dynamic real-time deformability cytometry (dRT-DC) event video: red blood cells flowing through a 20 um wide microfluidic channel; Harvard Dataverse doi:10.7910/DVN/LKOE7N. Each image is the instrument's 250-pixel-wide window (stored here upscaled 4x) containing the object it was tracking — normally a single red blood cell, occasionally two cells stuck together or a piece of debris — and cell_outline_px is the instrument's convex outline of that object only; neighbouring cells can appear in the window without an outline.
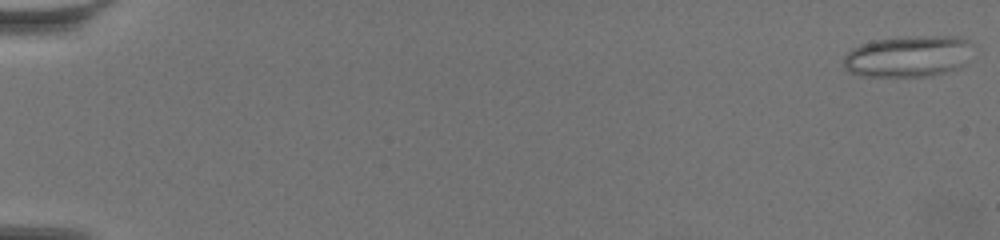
{"species": "common noctule bat (a hibernating species)", "species_latin": "Nyctalus noctula", "temperature_condition": "warm", "stored_images_in_passage": 40, "camera_frame_rate_fps": 3000, "um_per_image_px": 0.085, "animal": {"sex": "female", "body_mass_g": 19.5, "forearm_length_mm": 54.1}, "frame": {"image": 1, "passage_image": 1, "time_ms": 0.0, "image_size_px": [1000, 240], "cell_outline_px": [[972, 44], [964, 64], [960, 68], [948, 72], [932, 76], [860, 76], [848, 72], [844, 68], [844, 56], [852, 48], [860, 44], [872, 40], [904, 36], [960, 36], [968, 40]], "centroid_in_image_um": [77.17, 4.78], "position_along_channel_um": 7.8, "area_um2": 31.56}}
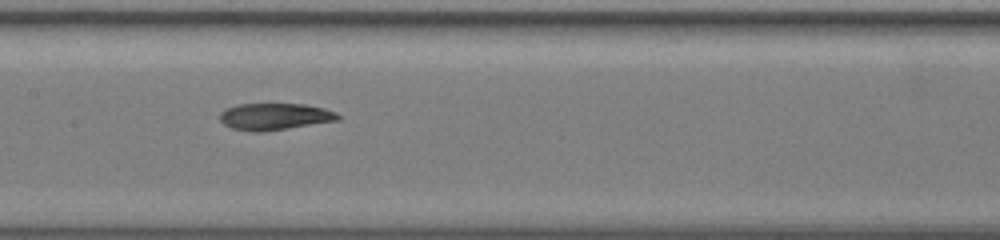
{"frame": {"image": 2, "passage_image": 26, "time_ms": 8.333, "image_size_px": [1000, 240], "cell_outline_px": [[340, 120], [264, 132], [252, 132], [232, 128], [224, 124], [220, 120], [220, 112], [224, 108], [236, 104], [304, 104], [324, 108], [336, 112], [340, 116]], "centroid_in_image_um": [23.33, 9.91], "position_along_channel_um": 184.1, "area_um2": 18.61}}
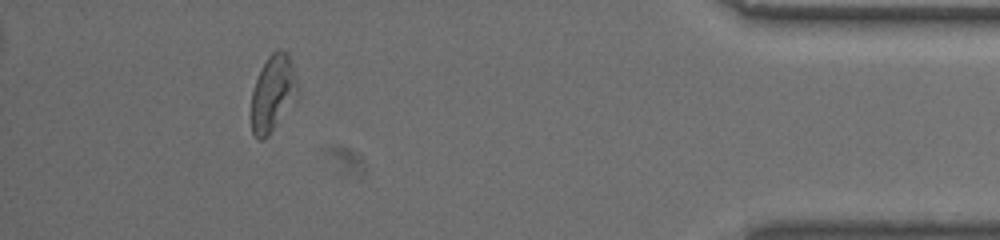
{"frame": {"image": 3, "passage_image": 38, "time_ms": 12.333, "image_size_px": [1000, 240], "cell_outline_px": [[300, 96], [268, 136], [264, 140], [260, 140], [252, 132], [252, 92], [256, 80], [268, 56], [276, 48], [280, 48], [288, 56], [300, 92]], "centroid_in_image_um": [23.22, 7.96], "position_along_channel_um": 412.0, "area_um2": 20.52}}